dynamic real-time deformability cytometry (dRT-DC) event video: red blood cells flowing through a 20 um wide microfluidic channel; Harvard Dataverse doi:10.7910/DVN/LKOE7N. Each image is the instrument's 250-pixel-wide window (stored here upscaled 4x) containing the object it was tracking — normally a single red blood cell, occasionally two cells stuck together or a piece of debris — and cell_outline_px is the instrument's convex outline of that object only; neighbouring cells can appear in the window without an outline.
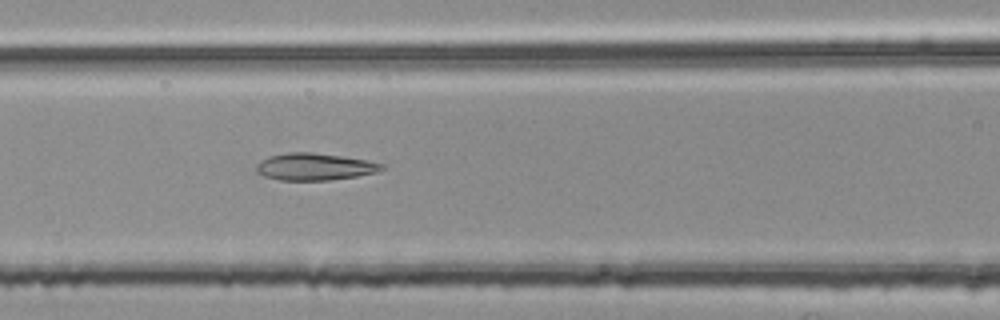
{"species": "common noctule bat (a hibernating species)", "species_latin": "Nyctalus noctula", "temperature_condition": "room temperature", "stored_images_in_passage": 31, "camera_frame_rate_fps": 3000, "um_per_image_px": 0.085, "animal": {"sex": "female", "body_mass_g": 25.1}, "frame": {"image": 1, "passage_image": 9, "time_ms": 2.667, "image_size_px": [1000, 320], "cell_outline_px": [[384, 168], [376, 172], [356, 176], [332, 180], [280, 180], [264, 176], [256, 172], [256, 164], [260, 160], [268, 156], [288, 152], [312, 152], [368, 160], [384, 164]], "centroid_in_image_um": [26.71, 14.17], "position_along_channel_um": 139.9, "area_um2": 19.83}}
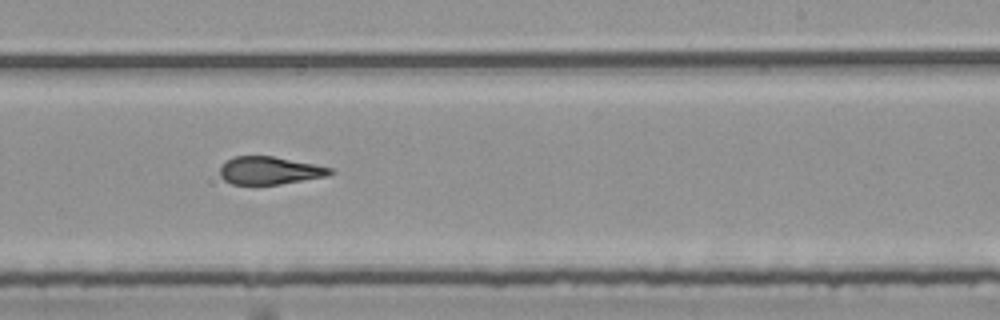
{"frame": {"image": 2, "passage_image": 19, "time_ms": 6.0, "image_size_px": [1000, 320], "cell_outline_px": [[336, 172], [328, 176], [280, 184], [232, 184], [224, 180], [220, 176], [220, 168], [232, 156], [272, 156], [316, 164], [332, 168]], "centroid_in_image_um": [22.96, 14.49], "position_along_channel_um": 266.0, "area_um2": 17.86}}
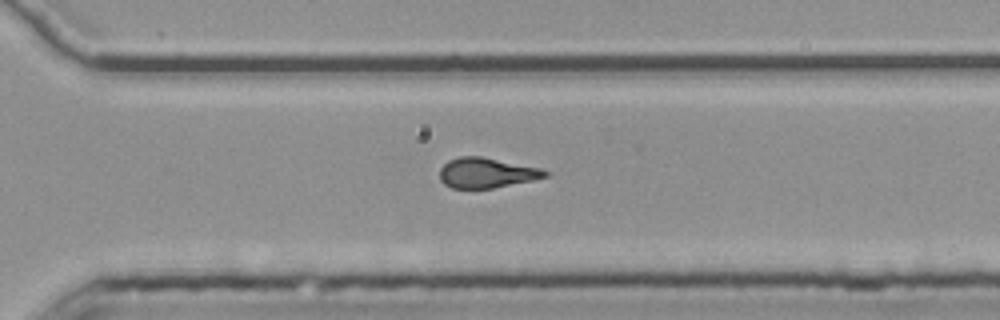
{"frame": {"image": 3, "passage_image": 24, "time_ms": 7.667, "image_size_px": [1000, 320], "cell_outline_px": [[548, 176], [532, 180], [492, 188], [452, 188], [444, 184], [440, 180], [440, 168], [448, 160], [460, 156], [480, 156], [540, 168], [548, 172]], "centroid_in_image_um": [41.32, 14.69], "position_along_channel_um": 329.3, "area_um2": 18.32}, "authors_computed_cell_mechanics": {"area_um2": 19.363, "velocity_mm_per_s": 3.7972, "shape_relaxation_time_tau1_ms": null, "shape_relaxation_time_tau2_ms": 1.6481, "deformation_change_tau1": null, "deformation_change_tau2": 0.1184}}